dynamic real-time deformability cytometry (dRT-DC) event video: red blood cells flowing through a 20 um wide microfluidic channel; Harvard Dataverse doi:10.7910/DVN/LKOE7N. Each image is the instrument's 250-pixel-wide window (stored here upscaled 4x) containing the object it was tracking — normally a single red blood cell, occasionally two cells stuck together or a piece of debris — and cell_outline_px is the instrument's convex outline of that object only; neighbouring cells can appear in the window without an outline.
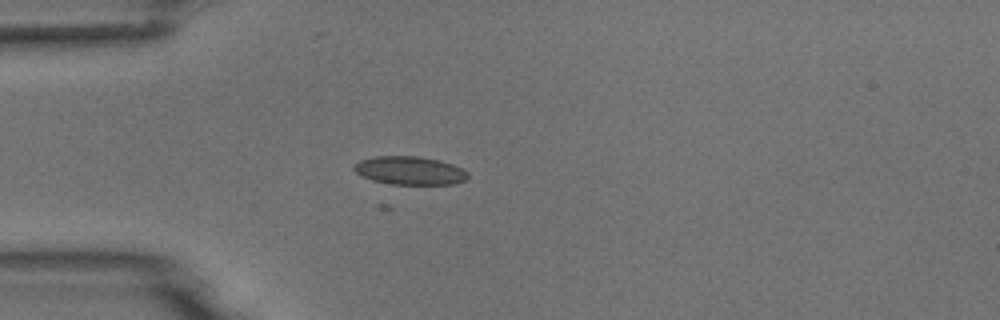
{"species": "common noctule bat (a hibernating species)", "species_latin": "Nyctalus noctula", "temperature_condition": "room temperature", "stored_images_in_passage": 4, "camera_frame_rate_fps": 3000, "um_per_image_px": 0.085, "animal": {"sex": "male", "body_mass_g": 18.8}, "frame": {"image": 1, "passage_image": 4, "time_ms": 3.333, "image_size_px": [1000, 320], "cell_outline_px": [[468, 176], [464, 180], [456, 184], [392, 184], [372, 180], [356, 172], [352, 168], [360, 160], [372, 156], [420, 156], [440, 160], [452, 164], [468, 172]], "centroid_in_image_um": [34.83, 14.49], "position_along_channel_um": 50.2, "area_um2": 18.73}}